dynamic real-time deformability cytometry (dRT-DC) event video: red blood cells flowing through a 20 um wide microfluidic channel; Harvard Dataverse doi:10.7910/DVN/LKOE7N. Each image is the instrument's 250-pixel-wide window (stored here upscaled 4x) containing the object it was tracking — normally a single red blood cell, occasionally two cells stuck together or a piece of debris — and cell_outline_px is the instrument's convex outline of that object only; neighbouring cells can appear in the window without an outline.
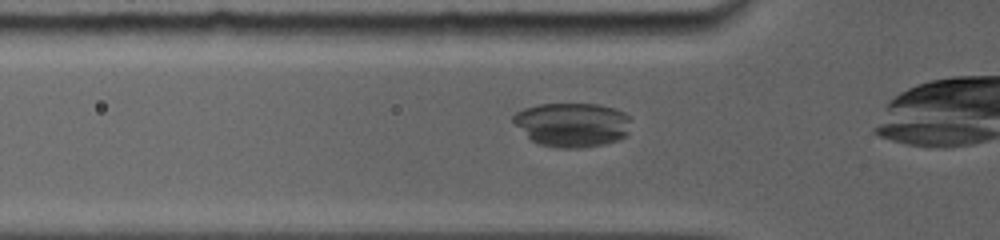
{"species": "common noctule bat (a hibernating species)", "species_latin": "Nyctalus noctula", "temperature_condition": "room temperature", "stored_images_in_passage": 28, "camera_frame_rate_fps": 5000, "um_per_image_px": 0.085, "animal": {"sex": "female", "body_mass_g": 19.0, "forearm_length_mm": 56.7}, "frame": {"image": 1, "passage_image": 4, "time_ms": 1.4, "image_size_px": [1000, 240], "cell_outline_px": [[628, 132], [624, 136], [616, 140], [604, 144], [576, 148], [556, 148], [540, 144], [532, 140], [512, 120], [512, 116], [516, 112], [524, 108], [536, 104], [600, 104], [624, 112], [628, 116]], "centroid_in_image_um": [48.61, 10.59], "position_along_channel_um": 77.2, "area_um2": 30.0}}
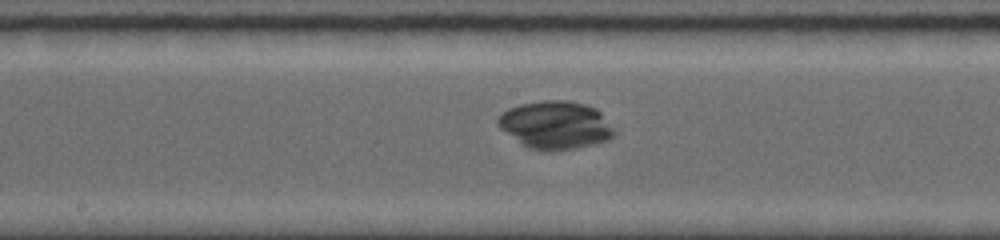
{"frame": {"image": 2, "passage_image": 11, "time_ms": 4.6, "image_size_px": [1000, 240], "cell_outline_px": [[616, 132], [608, 140], [576, 148], [552, 152], [548, 152], [528, 148], [500, 128], [496, 124], [496, 120], [508, 108], [520, 104], [544, 100], [568, 100], [584, 104], [596, 108], [600, 112]], "centroid_in_image_um": [47.2, 10.63], "position_along_channel_um": 201.0, "area_um2": 32.43}}
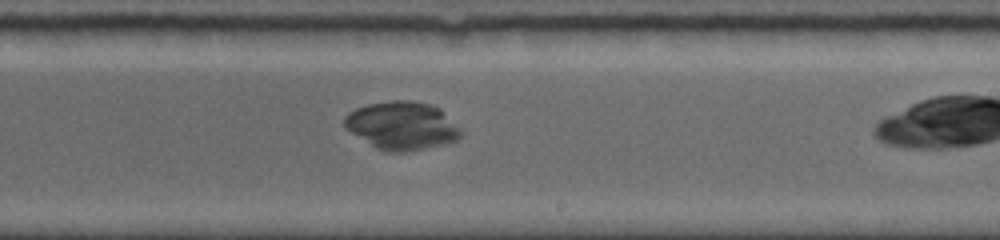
{"frame": {"image": 3, "passage_image": 14, "time_ms": 6.0, "image_size_px": [1000, 240], "cell_outline_px": [[460, 136], [456, 140], [444, 144], [404, 152], [392, 152], [376, 148], [344, 128], [344, 116], [348, 112], [356, 108], [368, 104], [392, 100], [408, 100], [428, 104], [440, 108], [460, 128]], "centroid_in_image_um": [34.13, 10.67], "position_along_channel_um": 254.9, "area_um2": 32.43}}